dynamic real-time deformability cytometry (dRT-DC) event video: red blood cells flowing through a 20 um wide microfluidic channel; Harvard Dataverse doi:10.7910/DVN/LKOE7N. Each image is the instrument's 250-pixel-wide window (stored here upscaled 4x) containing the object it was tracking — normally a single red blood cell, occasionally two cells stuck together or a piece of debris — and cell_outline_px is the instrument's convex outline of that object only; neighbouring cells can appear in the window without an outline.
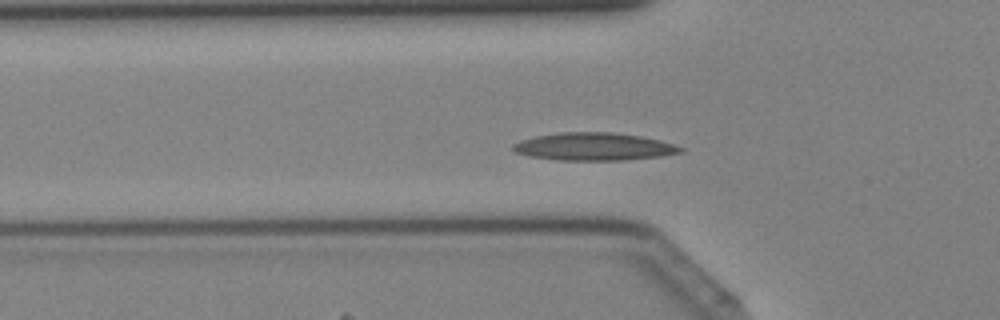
{"species": "Egyptian fruit bat (a non-hibernating species)", "species_latin": "Rousettus aegyptiacus", "temperature_condition": "cold", "stored_images_in_passage": 39, "camera_frame_rate_fps": 3000, "um_per_image_px": 0.085, "animal": {"sex": "female"}, "frame": {"image": 1, "passage_image": 11, "time_ms": 3.333, "image_size_px": [1000, 320], "cell_outline_px": [[684, 152], [660, 156], [624, 160], [556, 160], [528, 156], [516, 152], [512, 148], [512, 144], [520, 140], [536, 136], [560, 132], [612, 132], [640, 136], [660, 140], [684, 148]], "centroid_in_image_um": [50.46, 12.46], "position_along_channel_um": 75.3, "area_um2": 27.05}}
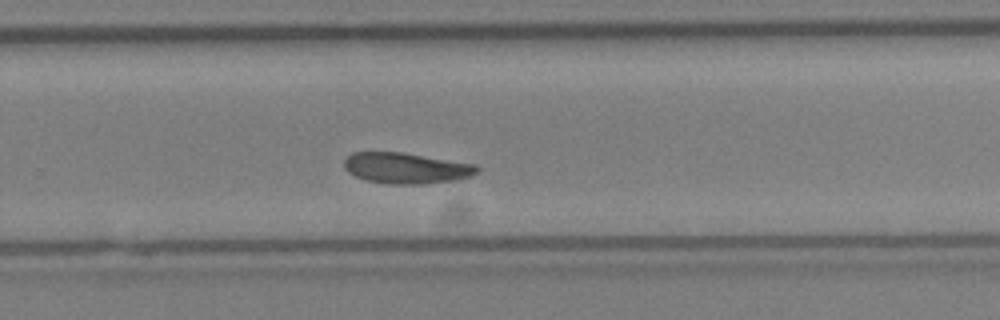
{"frame": {"image": 2, "passage_image": 25, "time_ms": 8.0, "image_size_px": [1000, 320], "cell_outline_px": [[480, 168], [472, 176], [460, 180], [424, 184], [388, 184], [364, 180], [348, 172], [344, 168], [344, 160], [352, 152], [400, 152], [476, 164]], "centroid_in_image_um": [34.54, 14.3], "position_along_channel_um": 295.3, "area_um2": 24.1}}
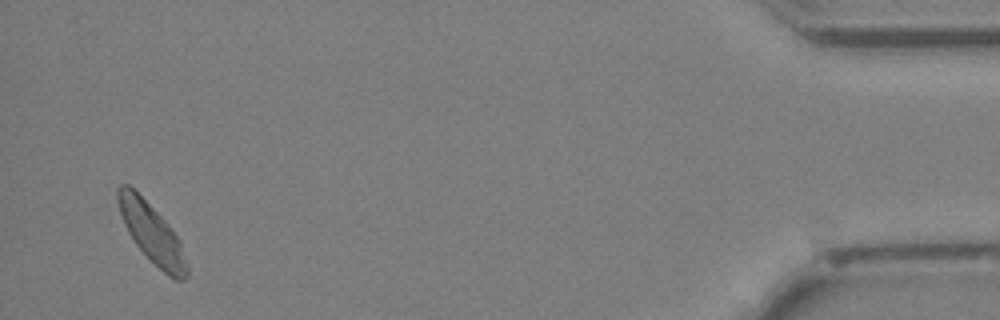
{"frame": {"image": 3, "passage_image": 38, "time_ms": 12.333, "image_size_px": [1000, 320], "cell_outline_px": [[188, 276], [184, 280], [176, 280], [168, 276], [136, 244], [128, 232], [124, 224], [116, 200], [116, 188], [120, 184], [128, 184], [164, 220], [176, 236], [180, 244], [188, 268]], "centroid_in_image_um": [12.87, 19.81], "position_along_channel_um": 422.3, "area_um2": 22.95}}